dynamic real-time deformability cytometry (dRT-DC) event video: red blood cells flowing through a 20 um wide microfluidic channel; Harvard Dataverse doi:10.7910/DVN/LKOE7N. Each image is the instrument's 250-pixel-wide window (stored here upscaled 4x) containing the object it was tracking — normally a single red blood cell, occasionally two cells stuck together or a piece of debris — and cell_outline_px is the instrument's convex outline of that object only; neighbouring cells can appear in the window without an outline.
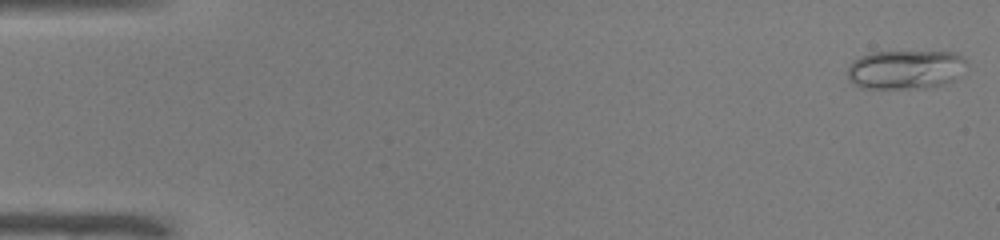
{"species": "common noctule bat (a hibernating species)", "species_latin": "Nyctalus noctula", "temperature_condition": "warm", "stored_images_in_passage": 50, "camera_frame_rate_fps": 3000, "um_per_image_px": 0.085, "animal": {"sex": "male", "body_mass_g": 19.0, "forearm_length_mm": 50.8}, "frame": {"image": 1, "passage_image": 1, "time_ms": 0.0, "image_size_px": [1000, 240], "cell_outline_px": [[964, 60], [956, 76], [952, 80], [940, 84], [924, 88], [860, 88], [848, 76], [848, 68], [852, 60], [860, 56], [872, 52], [956, 52], [964, 56]], "centroid_in_image_um": [76.89, 5.89], "position_along_channel_um": 8.1, "area_um2": 26.47}}
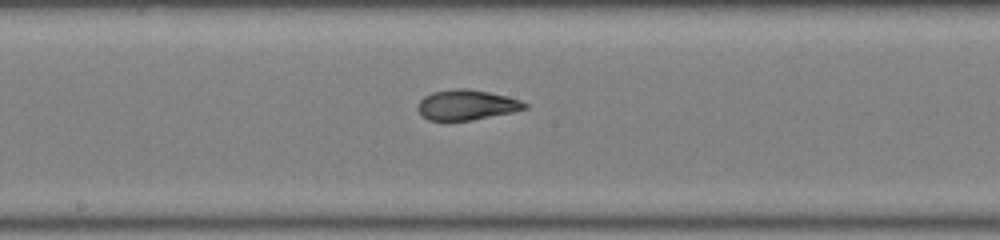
{"frame": {"image": 2, "passage_image": 27, "time_ms": 8.667, "image_size_px": [1000, 240], "cell_outline_px": [[528, 108], [512, 112], [472, 120], [428, 120], [420, 116], [416, 108], [420, 100], [424, 96], [432, 92], [456, 88], [468, 88], [508, 96], [520, 100], [528, 104]], "centroid_in_image_um": [39.64, 8.91], "position_along_channel_um": 208.6, "area_um2": 18.96}}
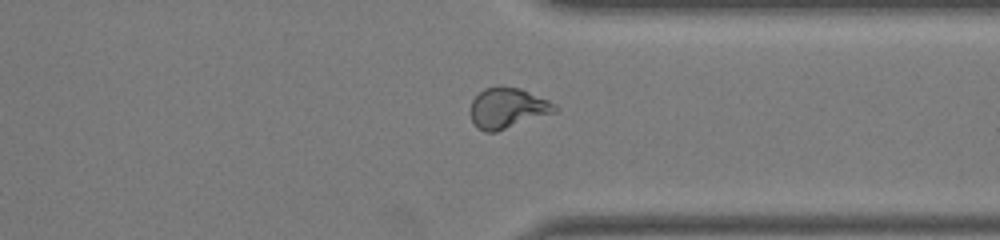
{"frame": {"image": 3, "passage_image": 39, "time_ms": 12.667, "image_size_px": [1000, 240], "cell_outline_px": [[556, 112], [496, 132], [484, 132], [476, 128], [472, 120], [472, 100], [484, 88], [520, 88], [548, 100], [556, 104]], "centroid_in_image_um": [43.15, 9.22], "position_along_channel_um": 368.2, "area_um2": 19.48}, "authors_computed_cell_mechanics": {"area_um2": 19.9988, "velocity_mm_per_s": 3.9929, "shape_relaxation_time_tau1_ms": 7.6641, "shape_relaxation_time_tau2_ms": 1.3885, "deformation_change_tau1": 0.2201, "deformation_change_tau2": 0.0777}}